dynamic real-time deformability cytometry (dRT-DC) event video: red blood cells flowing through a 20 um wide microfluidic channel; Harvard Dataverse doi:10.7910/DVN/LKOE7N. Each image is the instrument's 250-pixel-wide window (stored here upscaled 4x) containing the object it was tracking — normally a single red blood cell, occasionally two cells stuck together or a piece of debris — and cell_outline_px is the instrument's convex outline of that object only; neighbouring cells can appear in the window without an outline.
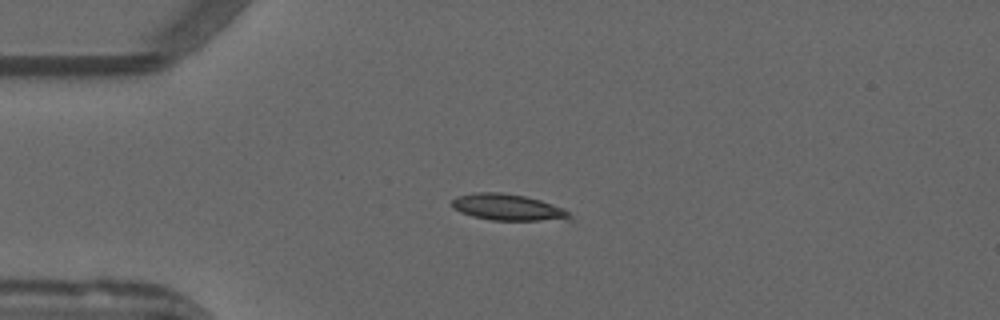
{"species": "common noctule bat (a hibernating species)", "species_latin": "Nyctalus noctula", "temperature_condition": "warm", "stored_images_in_passage": 6, "camera_frame_rate_fps": 3000, "um_per_image_px": 0.085, "animal": {"sex": "male", "forearm_length_mm": 52.5}, "frame": {"image": 1, "passage_image": 4, "time_ms": 1.0, "image_size_px": [1000, 320], "cell_outline_px": [[572, 220], [492, 220], [472, 216], [460, 212], [452, 208], [452, 200], [456, 196], [472, 192], [504, 192], [524, 196], [540, 200], [564, 208], [572, 216]], "centroid_in_image_um": [43.15, 17.61], "position_along_channel_um": 41.8, "area_um2": 18.26}}